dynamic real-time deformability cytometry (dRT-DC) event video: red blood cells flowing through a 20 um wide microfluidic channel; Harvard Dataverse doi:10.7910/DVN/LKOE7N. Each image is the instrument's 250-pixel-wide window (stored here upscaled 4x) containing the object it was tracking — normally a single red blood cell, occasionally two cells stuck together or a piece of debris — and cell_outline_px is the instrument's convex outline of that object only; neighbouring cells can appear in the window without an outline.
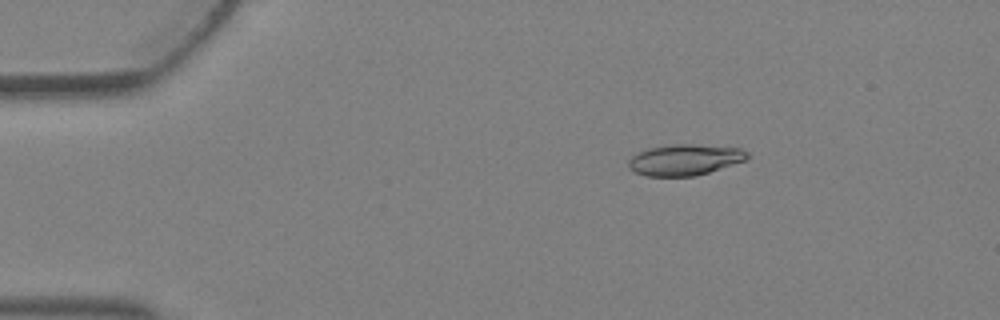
{"species": "Egyptian fruit bat (a non-hibernating species)", "species_latin": "Rousettus aegyptiacus", "temperature_condition": "warm", "stored_images_in_passage": 3, "camera_frame_rate_fps": 3000, "um_per_image_px": 0.085, "animal": {"sex": "female"}, "frame": {"image": 1, "passage_image": 1, "time_ms": 0.0, "image_size_px": [1000, 320], "cell_outline_px": [[748, 160], [696, 176], [644, 176], [628, 168], [628, 160], [636, 152], [648, 148], [668, 144], [692, 144], [740, 148], [748, 152]], "centroid_in_image_um": [58.19, 13.58], "position_along_channel_um": 26.8, "area_um2": 21.73}}
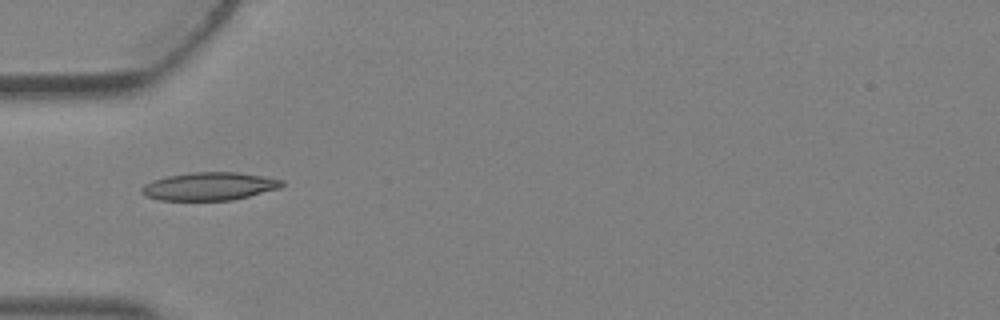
{"frame": {"image": 2, "passage_image": 3, "time_ms": 0.667, "image_size_px": [1000, 320], "cell_outline_px": [[284, 184], [280, 188], [232, 200], [160, 200], [148, 196], [140, 192], [140, 188], [144, 184], [152, 180], [168, 176], [192, 172], [236, 172], [284, 180]], "centroid_in_image_um": [17.78, 15.83], "position_along_channel_um": 67.2, "area_um2": 22.72}}